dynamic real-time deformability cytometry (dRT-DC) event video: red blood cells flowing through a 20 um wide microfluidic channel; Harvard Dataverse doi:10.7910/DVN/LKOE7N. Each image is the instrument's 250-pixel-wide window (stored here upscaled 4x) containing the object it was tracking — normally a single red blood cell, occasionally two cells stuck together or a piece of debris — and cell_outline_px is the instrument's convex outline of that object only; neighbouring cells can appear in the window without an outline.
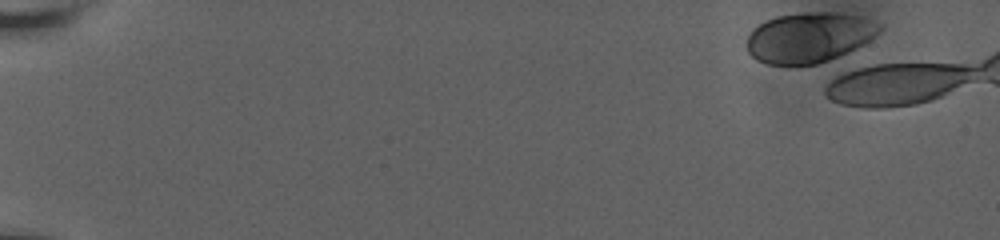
{"species": "human", "species_latin": "Homo sapiens", "temperature_condition": "room temperature", "stored_images_in_passage": 6, "camera_frame_rate_fps": 3000, "um_per_image_px": 0.085, "donor": {"sex": "male"}, "frame": {"image": 1, "passage_image": 1, "time_ms": 0.0, "image_size_px": [1000, 240], "cell_outline_px": [[884, 28], [868, 40], [856, 48], [828, 60], [816, 64], [768, 64], [756, 60], [748, 52], [748, 36], [752, 28], [776, 16], [804, 12], [836, 12], [860, 16], [880, 24]], "centroid_in_image_um": [68.77, 3.17], "position_along_channel_um": 16.2, "area_um2": 38.44}}